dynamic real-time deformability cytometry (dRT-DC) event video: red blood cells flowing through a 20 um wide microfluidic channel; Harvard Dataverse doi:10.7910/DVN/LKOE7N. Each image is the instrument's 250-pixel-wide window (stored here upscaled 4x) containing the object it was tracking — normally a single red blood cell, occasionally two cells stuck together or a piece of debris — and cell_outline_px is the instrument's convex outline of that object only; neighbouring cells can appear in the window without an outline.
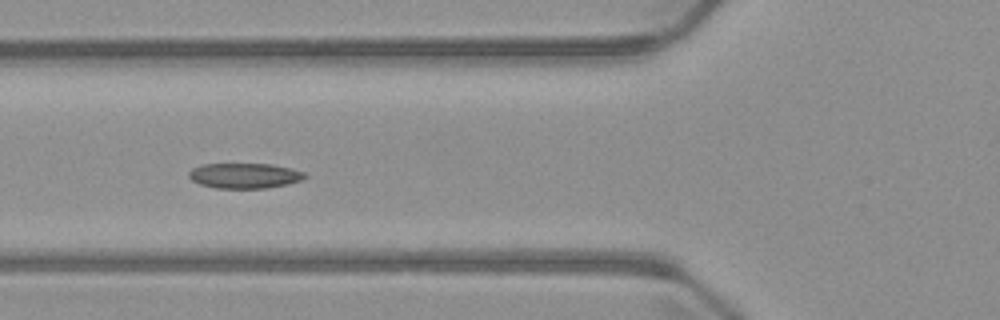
{"species": "common noctule bat (a hibernating species)", "species_latin": "Nyctalus noctula", "temperature_condition": "warm", "stored_images_in_passage": 8, "camera_frame_rate_fps": 3000, "um_per_image_px": 0.085, "animal": {"sex": "male", "body_mass_g": 23.1, "forearm_length_mm": 52.7}, "frame": {"image": 1, "passage_image": 5, "time_ms": 5.667, "image_size_px": [1000, 320], "cell_outline_px": [[308, 176], [300, 180], [288, 184], [268, 188], [216, 188], [200, 184], [192, 180], [188, 176], [188, 172], [192, 168], [200, 164], [272, 164], [292, 168], [304, 172]], "centroid_in_image_um": [20.79, 14.93], "position_along_channel_um": 105.0, "area_um2": 17.17}}
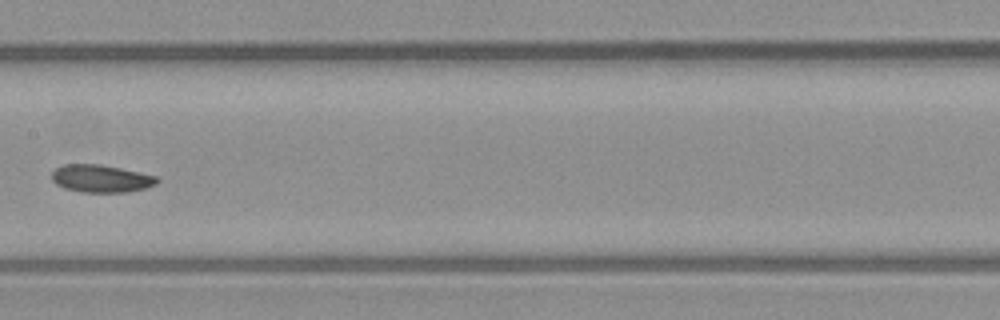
{"frame": {"image": 2, "passage_image": 7, "time_ms": 8.0, "image_size_px": [1000, 320], "cell_outline_px": [[160, 180], [156, 184], [144, 188], [128, 192], [80, 192], [64, 188], [56, 184], [52, 180], [52, 172], [56, 168], [64, 164], [100, 164], [120, 168], [156, 176]], "centroid_in_image_um": [8.57, 15.18], "position_along_channel_um": 198.8, "area_um2": 16.88}}
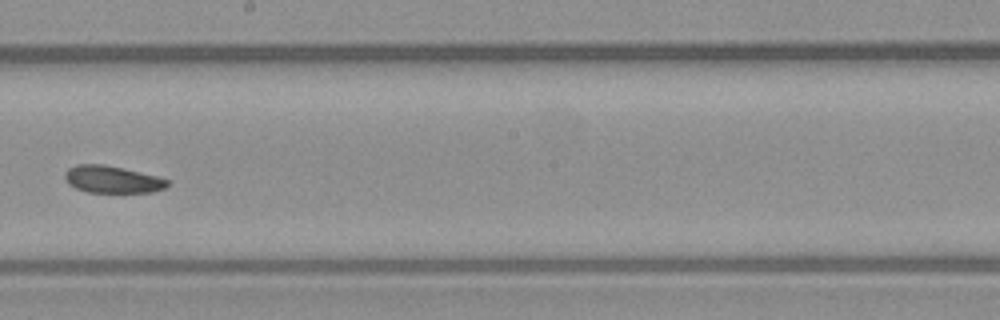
{"frame": {"image": 3, "passage_image": 8, "time_ms": 9.0, "image_size_px": [1000, 320], "cell_outline_px": [[168, 184], [164, 188], [152, 192], [88, 192], [76, 188], [68, 184], [64, 180], [64, 172], [68, 168], [76, 164], [104, 164], [124, 168], [156, 176], [168, 180]], "centroid_in_image_um": [9.48, 15.24], "position_along_channel_um": 238.7, "area_um2": 16.24}}